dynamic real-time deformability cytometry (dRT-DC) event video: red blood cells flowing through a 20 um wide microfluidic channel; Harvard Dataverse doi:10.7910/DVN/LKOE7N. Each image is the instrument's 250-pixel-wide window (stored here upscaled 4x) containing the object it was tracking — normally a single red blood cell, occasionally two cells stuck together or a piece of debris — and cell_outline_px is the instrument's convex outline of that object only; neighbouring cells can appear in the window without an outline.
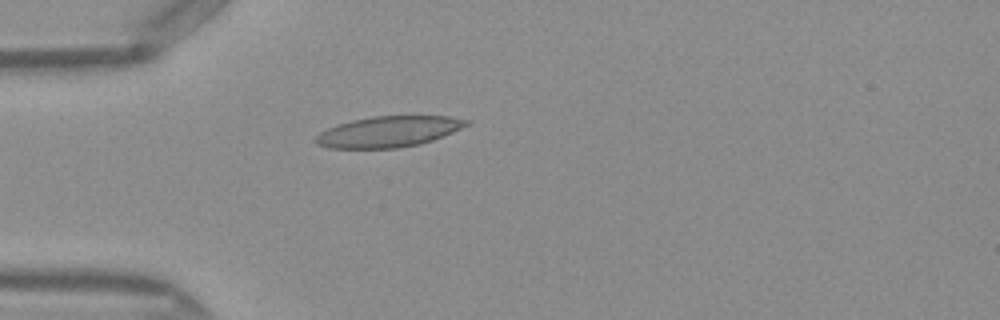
{"species": "Egyptian fruit bat (a non-hibernating species)", "species_latin": "Rousettus aegyptiacus", "temperature_condition": "warm", "stored_images_in_passage": 30, "camera_frame_rate_fps": 3000, "um_per_image_px": 0.085, "frame": {"image": 1, "passage_image": 1, "time_ms": 0.0, "image_size_px": [1000, 320], "cell_outline_px": [[472, 124], [432, 140], [420, 144], [400, 148], [328, 148], [316, 144], [312, 140], [320, 132], [336, 124], [352, 120], [372, 116], [448, 116], [472, 120]], "centroid_in_image_um": [33.03, 11.19], "position_along_channel_um": 52.0, "area_um2": 27.34}}
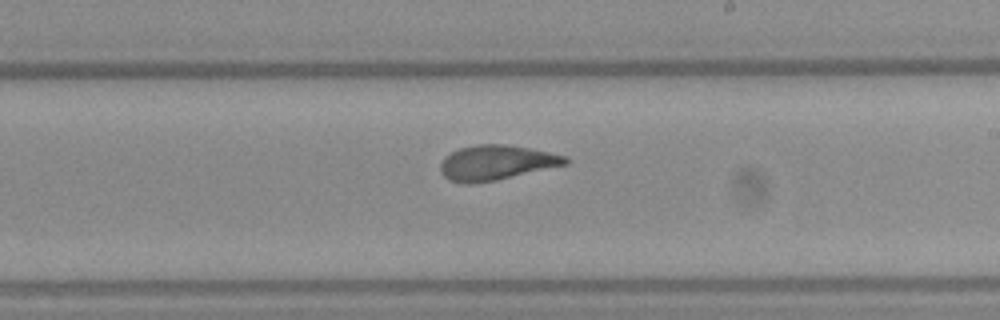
{"frame": {"image": 2, "passage_image": 16, "time_ms": 5.0, "image_size_px": [1000, 320], "cell_outline_px": [[568, 164], [496, 180], [468, 184], [464, 184], [448, 180], [440, 172], [440, 164], [444, 156], [460, 148], [476, 144], [504, 144], [528, 148], [568, 156]], "centroid_in_image_um": [42.15, 13.83], "position_along_channel_um": 246.8, "area_um2": 25.37}}
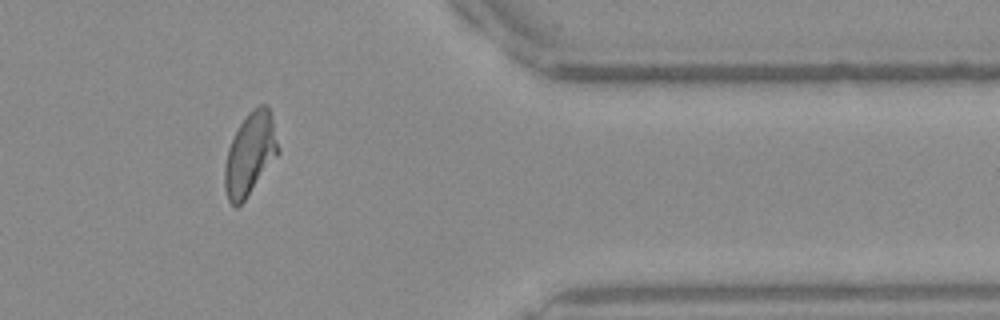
{"frame": {"image": 3, "passage_image": 28, "time_ms": 9.0, "image_size_px": [1000, 320], "cell_outline_px": [[280, 152], [244, 200], [236, 208], [228, 200], [224, 188], [224, 164], [228, 148], [240, 124], [248, 112], [252, 108], [260, 104], [264, 104], [268, 108], [272, 116], [280, 148]], "centroid_in_image_um": [21.26, 13.08], "position_along_channel_um": 390.1, "area_um2": 25.61}, "authors_computed_cell_mechanics": {"area_um2": 25.5476, "velocity_mm_per_s": 4.0838, "shape_relaxation_time_tau1_ms": 7.5393, "shape_relaxation_time_tau2_ms": 1.1402, "deformation_change_tau1": 0.2334, "deformation_change_tau2": 0.085}}